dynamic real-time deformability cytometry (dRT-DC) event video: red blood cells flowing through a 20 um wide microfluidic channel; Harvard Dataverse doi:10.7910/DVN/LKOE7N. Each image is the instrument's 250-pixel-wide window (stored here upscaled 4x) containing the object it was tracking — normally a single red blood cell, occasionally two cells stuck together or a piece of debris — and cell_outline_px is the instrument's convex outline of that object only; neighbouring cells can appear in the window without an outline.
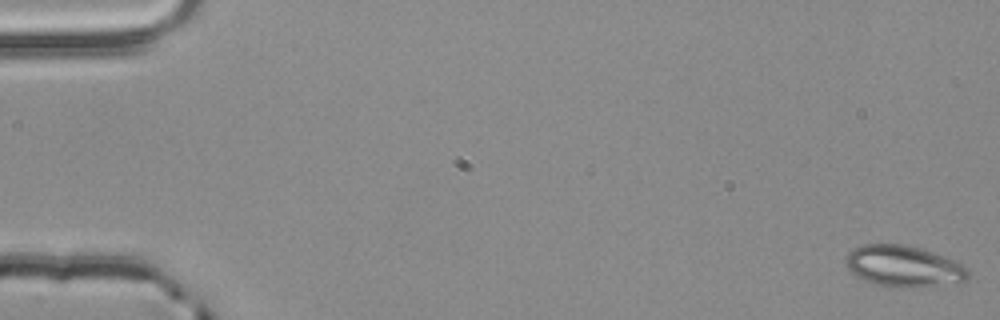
{"species": "common noctule bat (a hibernating species)", "species_latin": "Nyctalus noctula", "temperature_condition": "room temperature", "stored_images_in_passage": 34, "camera_frame_rate_fps": 3000, "um_per_image_px": 0.085, "animal": {"sex": "male", "body_mass_g": 20.4}, "frame": {"image": 1, "passage_image": 1, "time_ms": 0.0, "image_size_px": [1000, 320], "cell_outline_px": [[968, 280], [912, 288], [888, 288], [864, 280], [856, 276], [848, 268], [848, 252], [852, 248], [860, 244], [904, 244], [920, 248], [932, 252], [964, 264], [968, 268]], "centroid_in_image_um": [76.8, 22.63], "position_along_channel_um": 8.2, "area_um2": 29.42}}
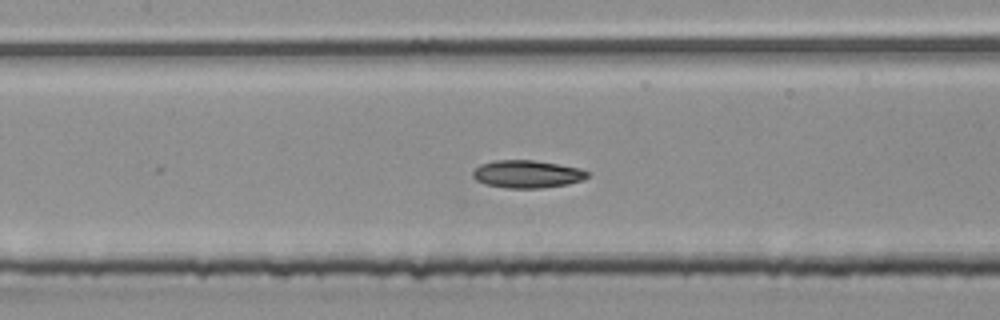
{"frame": {"image": 2, "passage_image": 26, "time_ms": 8.333, "image_size_px": [1000, 320], "cell_outline_px": [[588, 176], [584, 180], [568, 184], [540, 188], [504, 188], [484, 184], [476, 180], [472, 176], [472, 172], [480, 164], [492, 160], [536, 160], [560, 164], [580, 168], [588, 172]], "centroid_in_image_um": [44.79, 14.79], "position_along_channel_um": 162.6, "area_um2": 18.73}}
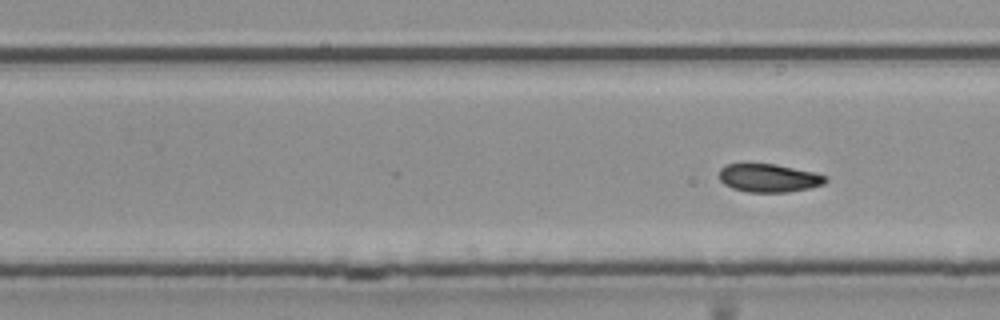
{"frame": {"image": 3, "passage_image": 34, "time_ms": 11.0, "image_size_px": [1000, 320], "cell_outline_px": [[828, 180], [824, 184], [808, 188], [788, 192], [748, 192], [732, 188], [724, 184], [720, 180], [720, 168], [724, 164], [748, 160], [776, 164], [816, 172], [828, 176]], "centroid_in_image_um": [65.31, 15.07], "position_along_channel_um": 264.5, "area_um2": 18.38}}